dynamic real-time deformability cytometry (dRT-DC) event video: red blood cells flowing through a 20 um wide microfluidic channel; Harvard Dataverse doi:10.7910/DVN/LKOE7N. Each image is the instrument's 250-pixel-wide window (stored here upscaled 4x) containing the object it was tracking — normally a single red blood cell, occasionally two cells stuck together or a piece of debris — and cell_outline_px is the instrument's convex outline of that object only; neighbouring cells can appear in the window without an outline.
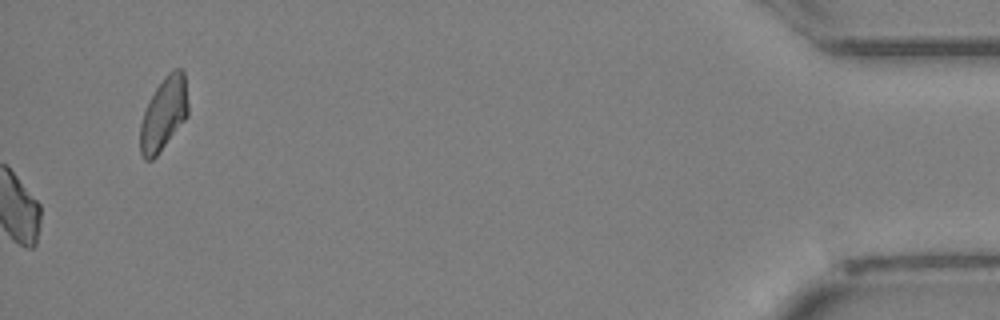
{"species": "Egyptian fruit bat (a non-hibernating species)", "species_latin": "Rousettus aegyptiacus", "temperature_condition": "cold", "stored_images_in_passage": 34, "camera_frame_rate_fps": 3000, "um_per_image_px": 0.085, "animal": {"sex": "female"}, "frame": {"image": 1, "passage_image": 34, "time_ms": 11.0, "image_size_px": [1000, 320], "cell_outline_px": [[188, 116], [156, 156], [152, 160], [144, 160], [140, 152], [140, 124], [144, 112], [156, 88], [164, 76], [172, 68], [184, 68], [188, 104]], "centroid_in_image_um": [13.93, 9.65], "position_along_channel_um": 421.3, "area_um2": 20.4}}